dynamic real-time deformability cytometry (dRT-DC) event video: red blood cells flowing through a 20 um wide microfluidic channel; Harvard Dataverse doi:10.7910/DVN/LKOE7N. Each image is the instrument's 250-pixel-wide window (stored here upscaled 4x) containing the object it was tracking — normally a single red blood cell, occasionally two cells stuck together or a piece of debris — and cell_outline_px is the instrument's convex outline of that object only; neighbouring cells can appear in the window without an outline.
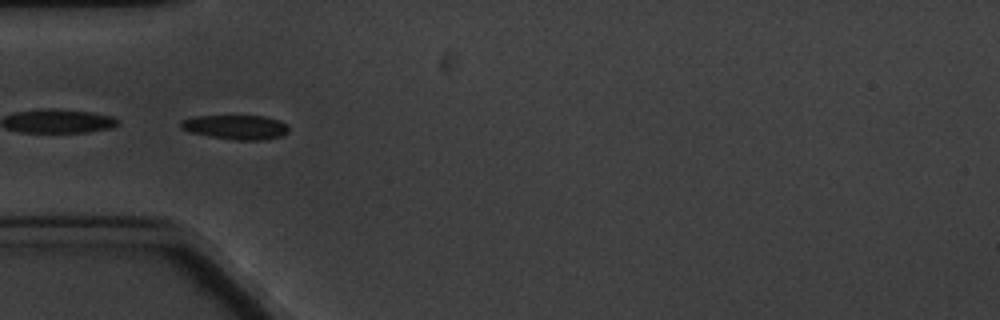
{"species": "common noctule bat (a hibernating species)", "species_latin": "Nyctalus noctula", "temperature_condition": "cold", "stored_images_in_passage": 6, "camera_frame_rate_fps": 3000, "um_per_image_px": 0.085, "animal": {"sex": "male", "body_mass_g": 20.1, "forearm_length_mm": 53.5}, "frame": {"image": 1, "passage_image": 5, "time_ms": 4.667, "image_size_px": [1000, 320], "cell_outline_px": [[288, 132], [280, 136], [268, 140], [236, 140], [212, 136], [192, 132], [180, 128], [180, 120], [192, 116], [264, 116], [280, 120], [288, 128]], "centroid_in_image_um": [20.04, 10.8], "position_along_channel_um": 65.0, "area_um2": 15.26}}